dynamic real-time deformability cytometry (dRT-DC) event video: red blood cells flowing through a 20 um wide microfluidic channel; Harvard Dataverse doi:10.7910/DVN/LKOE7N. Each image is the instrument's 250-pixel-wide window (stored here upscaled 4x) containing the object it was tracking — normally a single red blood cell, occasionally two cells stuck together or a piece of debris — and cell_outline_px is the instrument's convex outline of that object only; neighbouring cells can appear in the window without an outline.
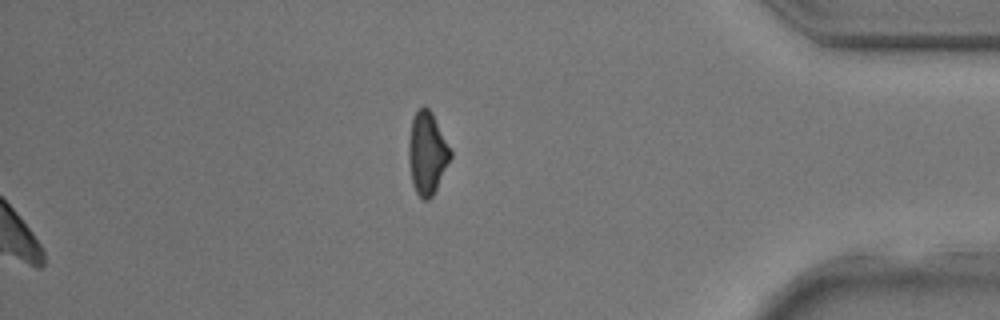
{"species": "common noctule bat (a hibernating species)", "species_latin": "Nyctalus noctula", "temperature_condition": "room temperature", "stored_images_in_passage": 31, "segment_of_instrument_passage": [2, 2], "camera_frame_rate_fps": 3000, "um_per_image_px": 0.085, "animal": {"sex": "male", "body_mass_g": 17.9, "forearm_length_mm": 54.2}, "frame": {"image": 1, "passage_image": 31, "time_ms": 10.0, "image_size_px": [1000, 320], "cell_outline_px": [[452, 156], [432, 196], [428, 200], [424, 200], [416, 192], [412, 184], [408, 160], [408, 144], [412, 120], [416, 112], [424, 104], [432, 112], [452, 152]], "centroid_in_image_um": [36.29, 13.01], "position_along_channel_um": 398.9, "area_um2": 19.94}}